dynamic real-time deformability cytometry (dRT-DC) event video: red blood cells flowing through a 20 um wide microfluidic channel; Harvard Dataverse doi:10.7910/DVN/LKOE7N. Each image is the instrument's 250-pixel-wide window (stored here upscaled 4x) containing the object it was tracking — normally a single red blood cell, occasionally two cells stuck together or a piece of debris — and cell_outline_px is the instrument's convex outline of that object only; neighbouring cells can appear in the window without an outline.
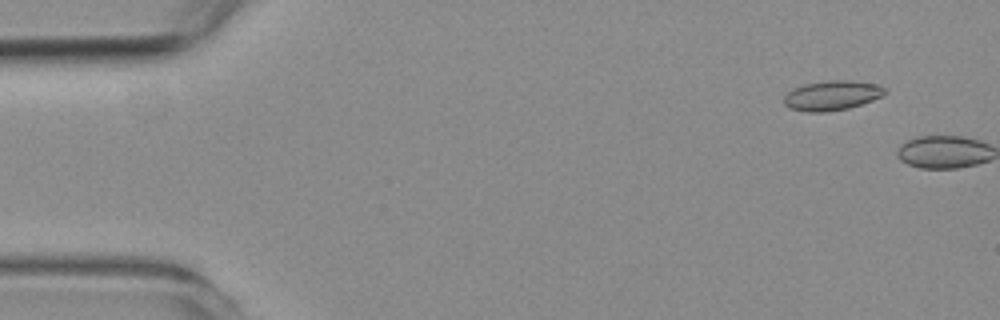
{"species": "common noctule bat (a hibernating species)", "species_latin": "Nyctalus noctula", "temperature_condition": "room temperature", "stored_images_in_passage": 2, "camera_frame_rate_fps": 3000, "um_per_image_px": 0.085, "animal": {"sex": "female", "body_mass_g": 19.3, "forearm_length_mm": 54.1}, "frame": {"image": 1, "passage_image": 1, "time_ms": 0.0, "image_size_px": [1000, 320], "cell_outline_px": [[888, 92], [872, 100], [848, 108], [828, 112], [804, 112], [788, 108], [784, 104], [784, 96], [792, 88], [804, 84], [828, 80], [852, 80], [880, 84], [888, 88]], "centroid_in_image_um": [70.72, 8.1], "position_along_channel_um": 14.3, "area_um2": 17.8}}